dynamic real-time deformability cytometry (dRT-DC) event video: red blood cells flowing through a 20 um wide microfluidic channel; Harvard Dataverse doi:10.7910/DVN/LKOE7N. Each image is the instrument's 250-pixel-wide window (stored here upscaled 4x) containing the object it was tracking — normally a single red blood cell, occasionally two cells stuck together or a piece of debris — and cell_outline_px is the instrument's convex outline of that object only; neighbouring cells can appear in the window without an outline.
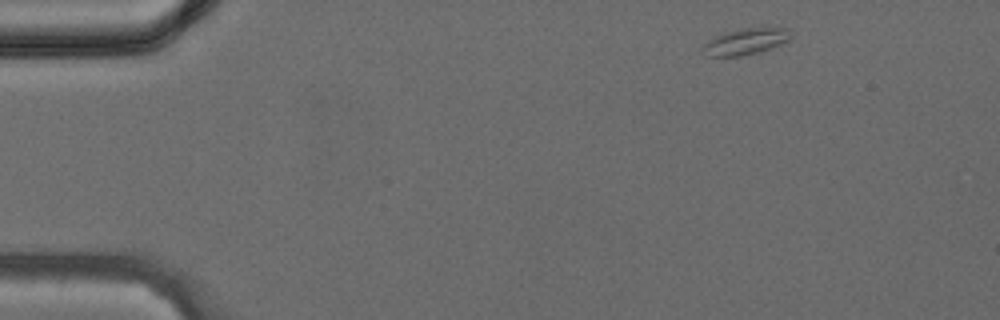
{"species": "common noctule bat (a hibernating species)", "species_latin": "Nyctalus noctula", "temperature_condition": "cold", "stored_images_in_passage": 36, "segment_of_instrument_passage": [1, 2], "camera_frame_rate_fps": 3000, "um_per_image_px": 0.085, "animal": {"sex": "female", "body_mass_g": 24.6, "forearm_length_mm": 56.2}, "frame": {"image": 1, "passage_image": 1, "time_ms": 0.0, "image_size_px": [1000, 320], "cell_outline_px": [[792, 40], [788, 44], [740, 56], [708, 56], [700, 52], [700, 48], [708, 40], [716, 36], [740, 28], [788, 28], [792, 36]], "centroid_in_image_um": [63.42, 3.54], "position_along_channel_um": 21.6, "area_um2": 13.7}}
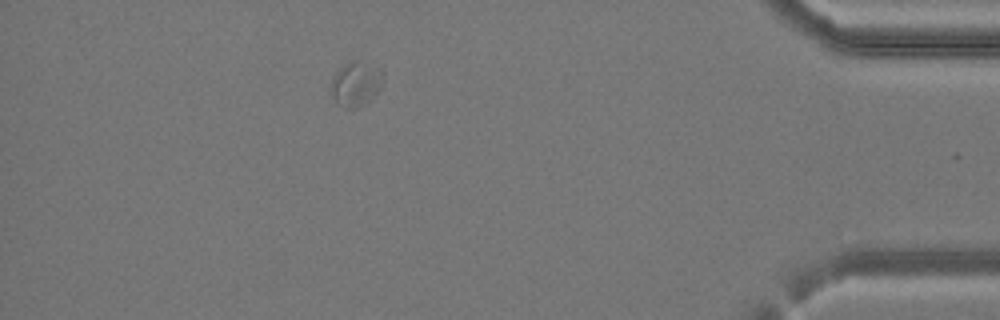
{"frame": {"image": 2, "passage_image": 32, "time_ms": 10.333, "image_size_px": [1000, 320], "cell_outline_px": [[384, 76], [380, 88], [364, 104], [356, 108], [344, 108], [328, 92], [332, 80], [336, 72], [344, 64], [356, 60], [380, 68], [384, 72]], "centroid_in_image_um": [30.24, 7.12], "position_along_channel_um": 405.0, "area_um2": 13.41}}